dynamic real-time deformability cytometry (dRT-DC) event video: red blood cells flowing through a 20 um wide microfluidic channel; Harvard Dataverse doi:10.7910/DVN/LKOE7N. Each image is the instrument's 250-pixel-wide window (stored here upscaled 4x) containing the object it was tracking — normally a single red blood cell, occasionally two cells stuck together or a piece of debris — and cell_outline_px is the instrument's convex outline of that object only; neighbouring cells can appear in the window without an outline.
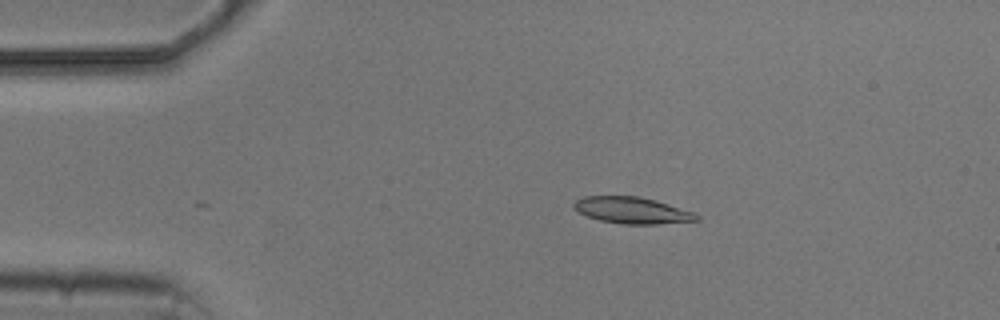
{"species": "common noctule bat (a hibernating species)", "species_latin": "Nyctalus noctula", "temperature_condition": "cold", "stored_images_in_passage": 9, "camera_frame_rate_fps": 3000, "um_per_image_px": 0.085, "animal": {"sex": "male", "body_mass_g": 20.5, "forearm_length_mm": 52.5}, "frame": {"image": 1, "passage_image": 3, "time_ms": 2.333, "image_size_px": [1000, 320], "cell_outline_px": [[700, 220], [656, 224], [624, 224], [600, 220], [588, 216], [572, 208], [572, 204], [576, 200], [584, 196], [636, 196], [652, 200], [696, 212], [700, 216]], "centroid_in_image_um": [53.73, 17.88], "position_along_channel_um": 31.3, "area_um2": 18.79}}
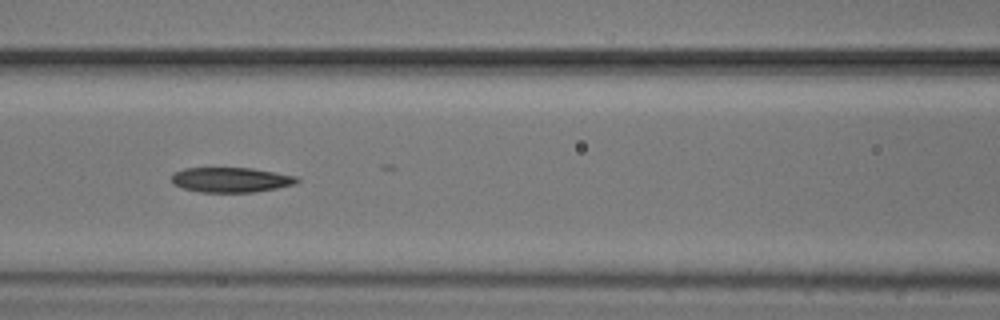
{"frame": {"image": 2, "passage_image": 7, "time_ms": 6.667, "image_size_px": [1000, 320], "cell_outline_px": [[300, 180], [296, 184], [276, 188], [252, 192], [200, 192], [184, 188], [172, 184], [172, 172], [184, 168], [252, 168], [276, 172], [296, 176]], "centroid_in_image_um": [19.62, 15.28], "position_along_channel_um": 147.0, "area_um2": 18.26}}
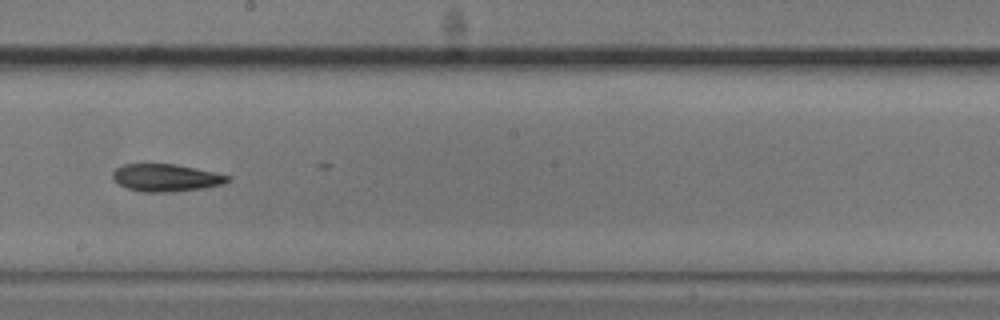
{"frame": {"image": 3, "passage_image": 9, "time_ms": 9.0, "image_size_px": [1000, 320], "cell_outline_px": [[232, 180], [224, 184], [204, 188], [172, 192], [140, 192], [128, 188], [112, 180], [112, 172], [116, 168], [124, 164], [172, 164], [196, 168], [232, 176]], "centroid_in_image_um": [14.13, 15.11], "position_along_channel_um": 234.1, "area_um2": 18.55}}